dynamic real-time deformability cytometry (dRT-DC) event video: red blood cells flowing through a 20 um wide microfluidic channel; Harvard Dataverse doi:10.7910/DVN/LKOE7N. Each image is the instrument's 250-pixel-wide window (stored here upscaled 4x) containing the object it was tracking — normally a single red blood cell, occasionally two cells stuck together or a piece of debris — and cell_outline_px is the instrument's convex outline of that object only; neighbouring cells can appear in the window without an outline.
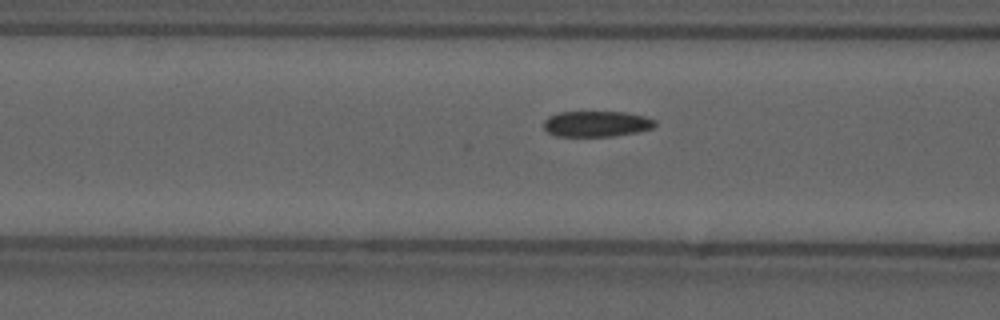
{"species": "common noctule bat (a hibernating species)", "species_latin": "Nyctalus noctula", "temperature_condition": "cold", "stored_images_in_passage": 40, "camera_frame_rate_fps": 3000, "um_per_image_px": 0.085, "animal": {"sex": "male", "forearm_length_mm": 52.5}, "frame": {"image": 1, "passage_image": 12, "time_ms": 3.667, "image_size_px": [1000, 320], "cell_outline_px": [[656, 124], [652, 128], [636, 132], [612, 136], [556, 136], [548, 132], [544, 128], [544, 120], [548, 116], [556, 112], [624, 112], [644, 116], [656, 120]], "centroid_in_image_um": [50.68, 10.52], "position_along_channel_um": 115.9, "area_um2": 16.7}}
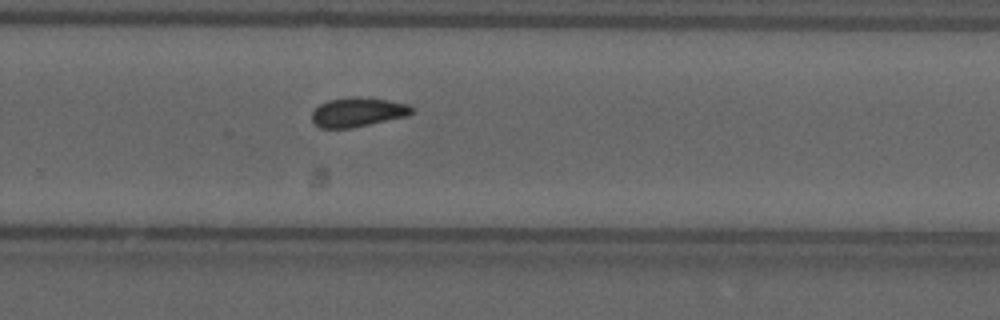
{"frame": {"image": 2, "passage_image": 27, "time_ms": 8.667, "image_size_px": [1000, 320], "cell_outline_px": [[416, 108], [408, 116], [352, 128], [320, 128], [312, 120], [312, 112], [320, 104], [328, 100], [356, 96], [360, 96], [388, 100], [408, 104]], "centroid_in_image_um": [30.44, 9.53], "position_along_channel_um": 299.4, "area_um2": 17.17}, "authors_computed_cell_mechanics": {"area_um2": 17.0799, "velocity_mm_per_s": 3.6793, "shape_relaxation_time_tau1_ms": null, "shape_relaxation_time_tau2_ms": 2.7651, "deformation_change_tau1": null, "deformation_change_tau2": 0.0722}}